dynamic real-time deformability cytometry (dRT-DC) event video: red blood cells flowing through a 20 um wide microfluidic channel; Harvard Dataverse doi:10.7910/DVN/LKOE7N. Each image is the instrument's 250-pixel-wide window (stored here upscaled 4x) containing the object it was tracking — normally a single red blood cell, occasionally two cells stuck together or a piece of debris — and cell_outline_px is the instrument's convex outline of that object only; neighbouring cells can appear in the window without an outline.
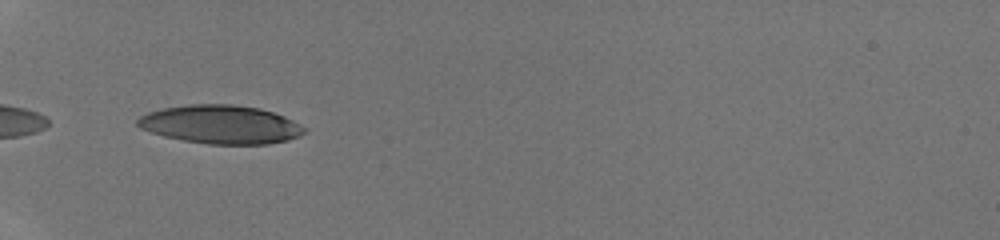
{"species": "human", "species_latin": "Homo sapiens", "temperature_condition": "room temperature", "stored_images_in_passage": 28, "camera_frame_rate_fps": 3000, "um_per_image_px": 0.085, "donor": {"sex": "male"}, "frame": {"image": 1, "passage_image": 1, "time_ms": 0.0, "image_size_px": [1000, 240], "cell_outline_px": [[308, 132], [300, 136], [288, 140], [268, 144], [208, 144], [184, 140], [164, 136], [140, 128], [136, 124], [136, 120], [140, 116], [148, 112], [164, 108], [188, 104], [232, 104], [260, 108], [284, 116], [300, 124]], "centroid_in_image_um": [18.77, 10.58], "position_along_channel_um": 66.2, "area_um2": 37.45}}
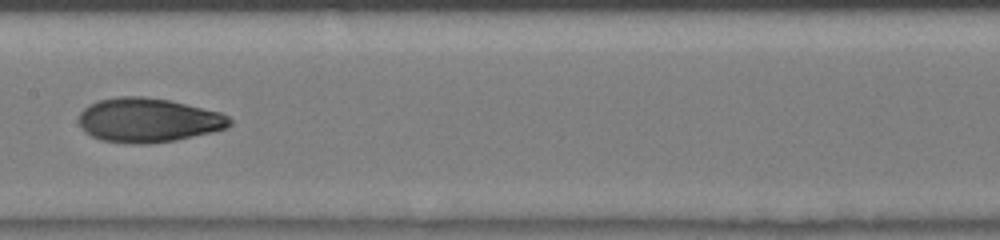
{"frame": {"image": 2, "passage_image": 10, "time_ms": 3.0, "image_size_px": [1000, 240], "cell_outline_px": [[232, 124], [228, 128], [212, 132], [176, 140], [148, 144], [140, 144], [100, 140], [84, 132], [80, 128], [80, 112], [88, 104], [100, 100], [120, 96], [144, 96], [168, 100], [220, 112], [228, 116], [232, 120]], "centroid_in_image_um": [12.6, 10.22], "position_along_channel_um": 194.8, "area_um2": 38.9}}
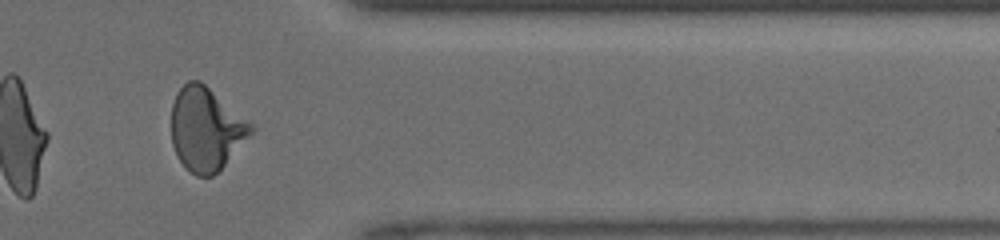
{"frame": {"image": 3, "passage_image": 23, "time_ms": 7.333, "image_size_px": [1000, 240], "cell_outline_px": [[256, 128], [224, 164], [212, 176], [196, 176], [176, 156], [172, 144], [172, 104], [176, 92], [188, 80], [200, 80], [256, 124]], "centroid_in_image_um": [17.53, 10.91], "position_along_channel_um": 393.9, "area_um2": 38.67}}